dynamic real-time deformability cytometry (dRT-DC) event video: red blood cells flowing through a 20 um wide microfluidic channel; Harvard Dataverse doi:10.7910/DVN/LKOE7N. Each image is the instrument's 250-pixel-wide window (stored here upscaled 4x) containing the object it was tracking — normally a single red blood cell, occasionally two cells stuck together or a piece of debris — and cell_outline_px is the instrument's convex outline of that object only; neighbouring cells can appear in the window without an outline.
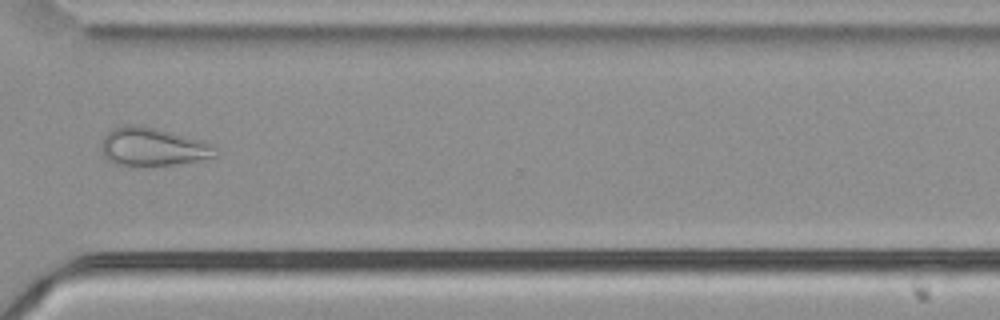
{"species": "common noctule bat (a hibernating species)", "species_latin": "Nyctalus noctula", "temperature_condition": "cold", "stored_images_in_passage": 55, "camera_frame_rate_fps": 3000, "um_per_image_px": 0.085, "animal": {"sex": "male", "body_mass_g": 21.5, "forearm_length_mm": 52.0}, "frame": {"image": 1, "passage_image": 41, "time_ms": 13.333, "image_size_px": [1000, 320], "cell_outline_px": [[220, 152], [216, 156], [180, 164], [132, 168], [124, 168], [112, 164], [104, 156], [100, 148], [100, 144], [104, 136], [112, 128], [124, 124], [136, 124], [156, 128], [204, 140], [212, 144]], "centroid_in_image_um": [12.95, 12.52], "position_along_channel_um": 357.7, "area_um2": 26.59}}
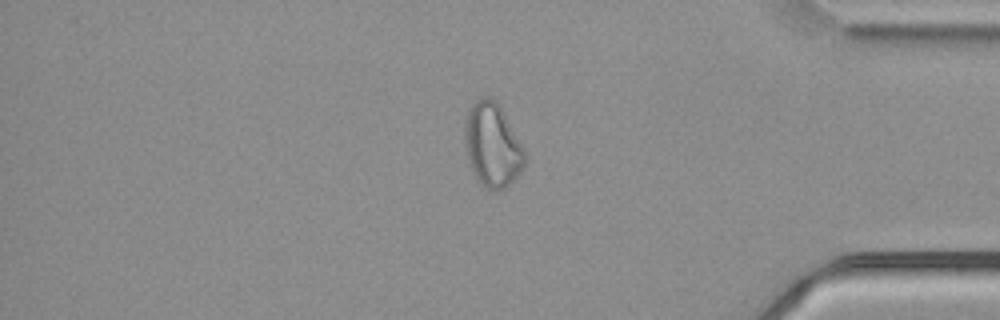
{"frame": {"image": 2, "passage_image": 46, "time_ms": 15.0, "image_size_px": [1000, 320], "cell_outline_px": [[528, 156], [520, 172], [508, 184], [496, 192], [480, 184], [468, 160], [464, 144], [464, 128], [468, 108], [480, 96], [488, 96], [496, 100], [524, 148]], "centroid_in_image_um": [41.84, 12.3], "position_along_channel_um": 393.4, "area_um2": 29.3}, "authors_computed_cell_mechanics": {"area_um2": 29.767, "velocity_mm_per_s": 3.7449, "shape_relaxation_time_tau1_ms": null, "shape_relaxation_time_tau2_ms": 2.4203, "deformation_change_tau1": null, "deformation_change_tau2": 0.1016}}